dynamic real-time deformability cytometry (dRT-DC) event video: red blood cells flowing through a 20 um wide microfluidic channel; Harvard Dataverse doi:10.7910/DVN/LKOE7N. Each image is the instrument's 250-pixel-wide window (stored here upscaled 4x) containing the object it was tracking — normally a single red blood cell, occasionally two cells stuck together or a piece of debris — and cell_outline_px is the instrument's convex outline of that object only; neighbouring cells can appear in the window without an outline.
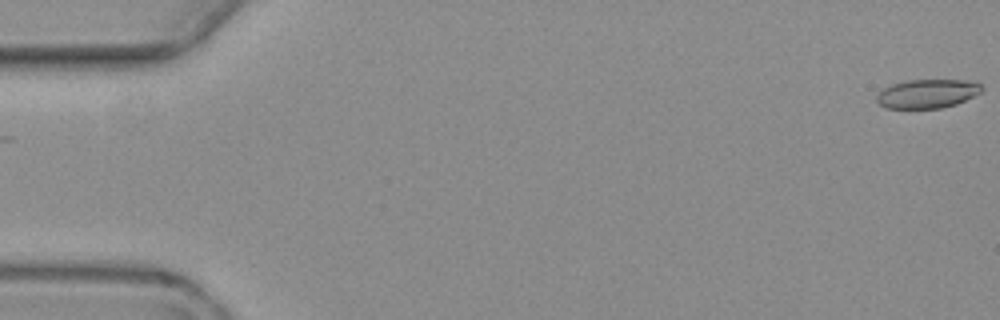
{"species": "common noctule bat (a hibernating species)", "species_latin": "Nyctalus noctula", "temperature_condition": "warm", "stored_images_in_passage": 7, "camera_frame_rate_fps": 3000, "um_per_image_px": 0.085, "animal": {"sex": "female", "body_mass_g": 19.3, "forearm_length_mm": 54.1}, "frame": {"image": 1, "passage_image": 1, "time_ms": 0.0, "image_size_px": [1000, 320], "cell_outline_px": [[984, 88], [980, 92], [956, 104], [940, 108], [884, 108], [876, 100], [876, 96], [884, 88], [892, 84], [904, 80], [976, 80]], "centroid_in_image_um": [78.83, 7.95], "position_along_channel_um": 6.2, "area_um2": 17.69}}
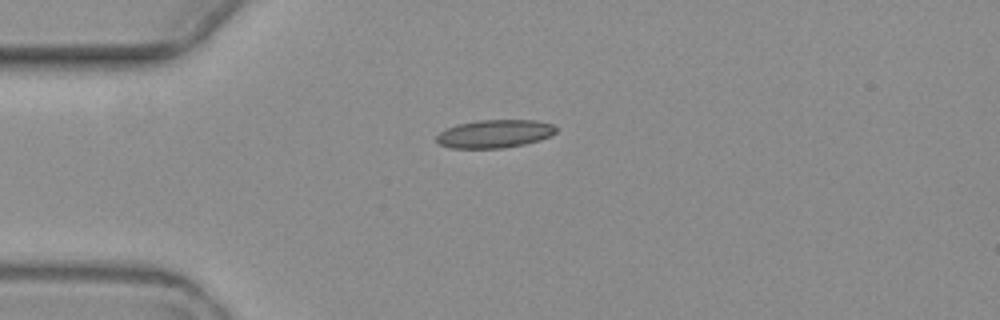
{"frame": {"image": 2, "passage_image": 5, "time_ms": 4.667, "image_size_px": [1000, 320], "cell_outline_px": [[556, 132], [552, 136], [540, 140], [524, 144], [504, 148], [452, 148], [440, 144], [436, 140], [436, 136], [444, 128], [456, 124], [476, 120], [536, 120], [552, 124], [556, 128]], "centroid_in_image_um": [42.04, 11.36], "position_along_channel_um": 43.0, "area_um2": 19.77}}
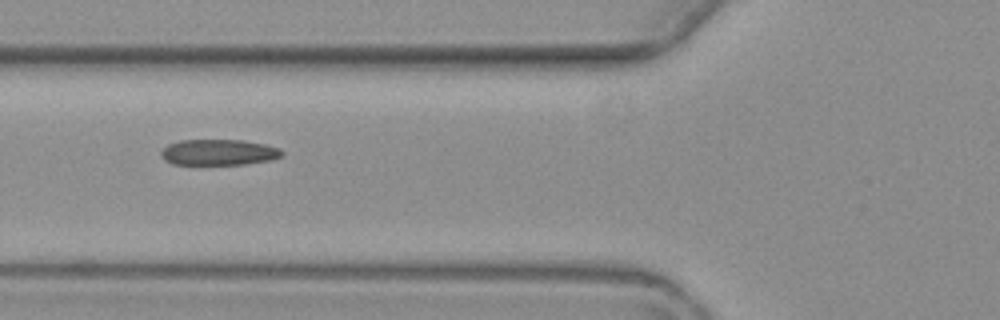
{"frame": {"image": 3, "passage_image": 7, "time_ms": 7.0, "image_size_px": [1000, 320], "cell_outline_px": [[284, 156], [272, 160], [244, 164], [172, 164], [164, 160], [160, 156], [160, 152], [168, 144], [180, 140], [244, 140], [264, 144], [280, 148], [284, 152]], "centroid_in_image_um": [18.61, 12.94], "position_along_channel_um": 107.2, "area_um2": 18.38}}